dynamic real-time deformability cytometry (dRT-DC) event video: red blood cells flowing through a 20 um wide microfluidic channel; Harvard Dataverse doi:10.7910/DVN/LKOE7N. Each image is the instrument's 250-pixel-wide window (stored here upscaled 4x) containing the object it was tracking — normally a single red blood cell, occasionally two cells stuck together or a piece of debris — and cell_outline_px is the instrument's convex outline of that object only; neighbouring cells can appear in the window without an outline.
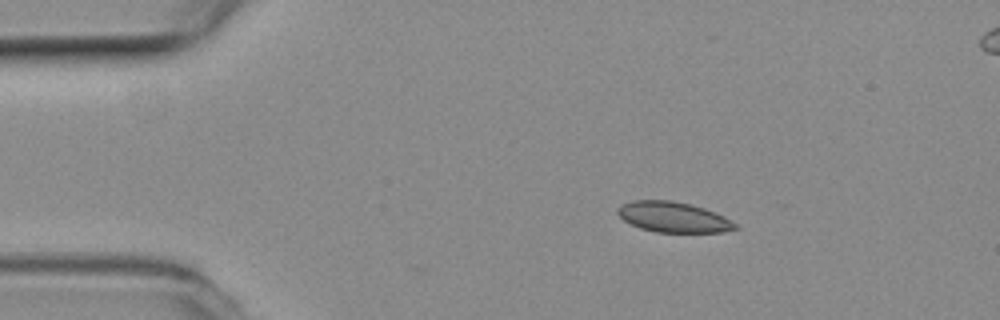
{"species": "common noctule bat (a hibernating species)", "species_latin": "Nyctalus noctula", "temperature_condition": "room temperature", "stored_images_in_passage": 17, "camera_frame_rate_fps": 3000, "um_per_image_px": 0.085, "animal": {"sex": "female", "body_mass_g": 19.3, "forearm_length_mm": 54.1}, "frame": {"image": 1, "passage_image": 1, "time_ms": 0.0, "image_size_px": [1000, 320], "cell_outline_px": [[740, 228], [724, 232], [656, 232], [640, 228], [624, 220], [616, 212], [616, 208], [620, 204], [632, 200], [672, 200], [692, 204], [716, 212], [724, 216], [736, 224]], "centroid_in_image_um": [57.23, 18.44], "position_along_channel_um": 27.8, "area_um2": 21.04}}
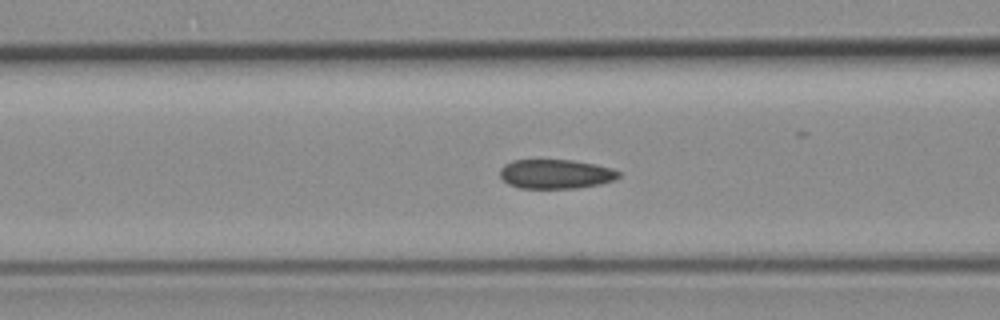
{"frame": {"image": 2, "passage_image": 13, "time_ms": 4.0, "image_size_px": [1000, 320], "cell_outline_px": [[620, 176], [616, 180], [600, 184], [576, 188], [520, 188], [508, 184], [500, 176], [500, 168], [504, 164], [512, 160], [572, 160], [596, 164], [612, 168], [620, 172]], "centroid_in_image_um": [47.25, 14.79], "position_along_channel_um": 119.4, "area_um2": 20.4}}
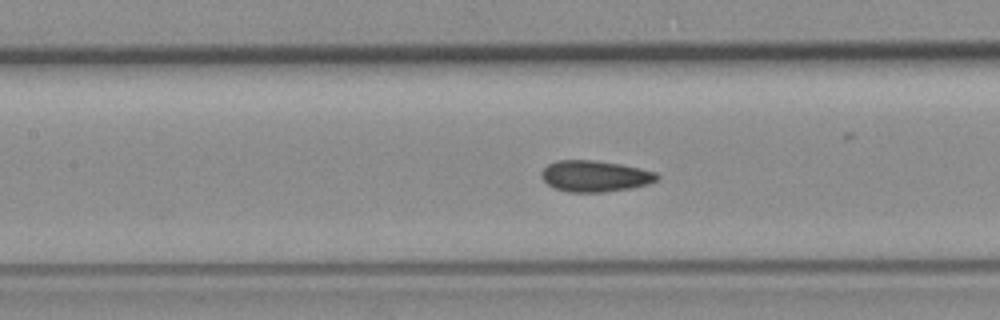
{"frame": {"image": 3, "passage_image": 16, "time_ms": 5.0, "image_size_px": [1000, 320], "cell_outline_px": [[660, 176], [656, 180], [648, 184], [632, 188], [604, 192], [568, 192], [556, 188], [548, 184], [540, 176], [540, 172], [548, 164], [556, 160], [596, 160], [620, 164], [640, 168], [656, 172]], "centroid_in_image_um": [50.57, 14.96], "position_along_channel_um": 156.8, "area_um2": 21.1}}